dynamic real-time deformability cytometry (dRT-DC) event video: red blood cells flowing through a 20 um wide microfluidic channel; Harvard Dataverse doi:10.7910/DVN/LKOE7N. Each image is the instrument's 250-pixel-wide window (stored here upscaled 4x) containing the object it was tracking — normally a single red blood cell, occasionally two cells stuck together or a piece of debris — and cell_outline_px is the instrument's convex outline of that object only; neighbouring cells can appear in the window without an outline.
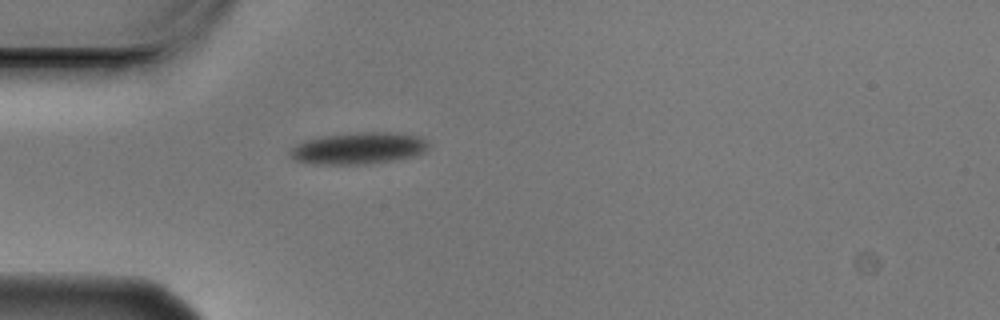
{"species": "Egyptian fruit bat (a non-hibernating species)", "species_latin": "Rousettus aegyptiacus", "temperature_condition": "cold", "stored_images_in_passage": 1, "camera_frame_rate_fps": 3000, "um_per_image_px": 0.085, "animal": {"sex": "male"}, "frame": {"image": 1, "passage_image": 1, "time_ms": 0.0, "image_size_px": [1000, 320], "cell_outline_px": [[428, 144], [420, 152], [412, 156], [364, 164], [316, 164], [296, 160], [288, 152], [296, 144], [304, 140], [324, 136], [360, 132], [388, 132], [416, 136], [424, 140]], "centroid_in_image_um": [30.37, 12.59], "position_along_channel_um": 54.6, "area_um2": 24.8}}